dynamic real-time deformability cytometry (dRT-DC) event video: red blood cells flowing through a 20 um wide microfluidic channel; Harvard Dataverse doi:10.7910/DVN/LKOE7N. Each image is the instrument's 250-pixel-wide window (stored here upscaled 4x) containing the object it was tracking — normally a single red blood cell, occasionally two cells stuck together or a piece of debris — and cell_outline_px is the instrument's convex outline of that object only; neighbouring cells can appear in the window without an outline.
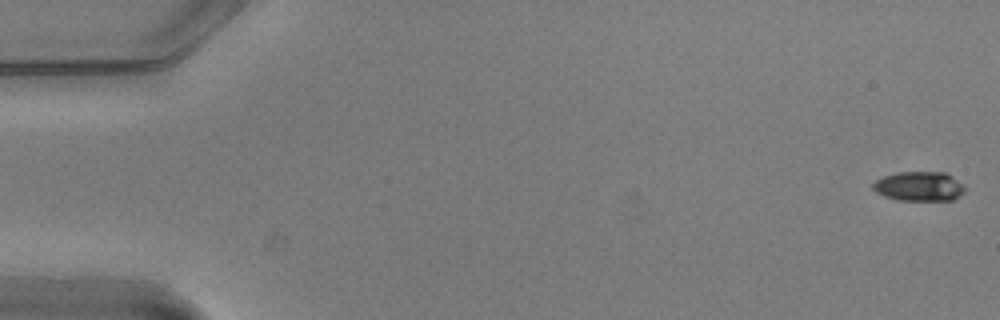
{"species": "common noctule bat (a hibernating species)", "species_latin": "Nyctalus noctula", "temperature_condition": "warm", "stored_images_in_passage": 55, "camera_frame_rate_fps": 3000, "um_per_image_px": 0.085, "animal": {"sex": "male", "body_mass_g": 20.5, "forearm_length_mm": 52.5}, "frame": {"image": 1, "passage_image": 1, "time_ms": 0.0, "image_size_px": [1000, 320], "cell_outline_px": [[964, 192], [952, 200], [896, 200], [884, 196], [876, 192], [872, 188], [872, 184], [876, 180], [884, 176], [900, 172], [948, 172], [964, 188]], "centroid_in_image_um": [78.09, 15.84], "position_along_channel_um": 6.9, "area_um2": 15.66}}
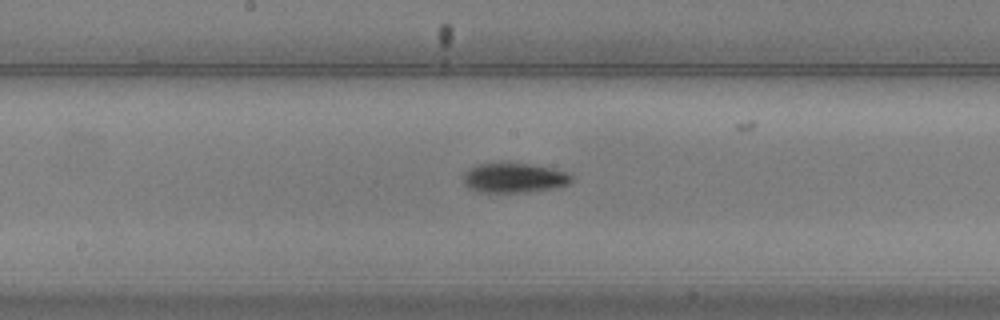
{"frame": {"image": 2, "passage_image": 29, "time_ms": 9.333, "image_size_px": [1000, 320], "cell_outline_px": [[576, 176], [568, 184], [556, 188], [528, 192], [480, 192], [468, 188], [464, 184], [464, 172], [468, 168], [476, 164], [504, 160], [508, 160], [532, 164], [552, 168], [568, 172]], "centroid_in_image_um": [43.7, 15.07], "position_along_channel_um": 204.5, "area_um2": 19.71}}
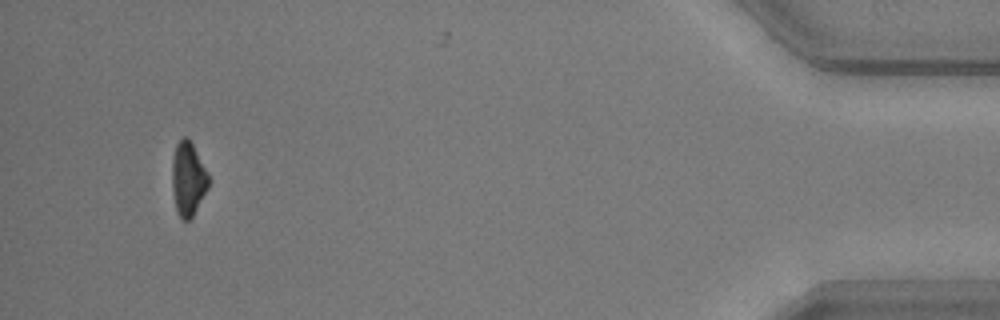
{"frame": {"image": 3, "passage_image": 52, "time_ms": 17.0, "image_size_px": [1000, 320], "cell_outline_px": [[208, 188], [192, 216], [188, 220], [184, 220], [176, 212], [172, 188], [172, 160], [176, 144], [184, 136], [188, 136], [208, 172]], "centroid_in_image_um": [15.97, 15.18], "position_along_channel_um": 419.2, "area_um2": 15.61}, "authors_computed_cell_mechanics": {"area_um2": 17.2822, "velocity_mm_per_s": 3.7479, "shape_relaxation_time_tau1_ms": 1.8537, "shape_relaxation_time_tau2_ms": null, "deformation_change_tau1": 0.1178, "deformation_change_tau2": null}}